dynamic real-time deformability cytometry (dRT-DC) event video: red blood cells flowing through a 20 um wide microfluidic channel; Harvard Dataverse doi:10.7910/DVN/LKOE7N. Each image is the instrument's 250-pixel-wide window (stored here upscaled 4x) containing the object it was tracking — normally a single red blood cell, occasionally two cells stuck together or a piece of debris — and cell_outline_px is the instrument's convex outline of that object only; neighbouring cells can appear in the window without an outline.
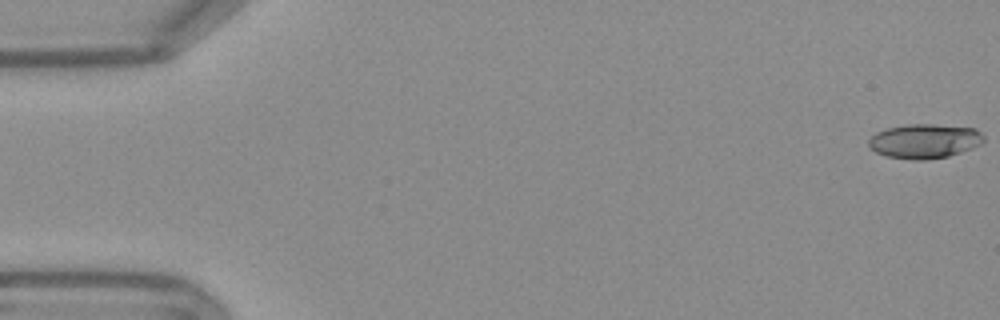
{"species": "Egyptian fruit bat (a non-hibernating species)", "species_latin": "Rousettus aegyptiacus", "temperature_condition": "warm", "stored_images_in_passage": 54, "camera_frame_rate_fps": 3000, "um_per_image_px": 0.085, "frame": {"image": 1, "passage_image": 1, "time_ms": 0.0, "image_size_px": [1000, 320], "cell_outline_px": [[984, 140], [980, 144], [972, 148], [948, 156], [928, 160], [912, 160], [888, 156], [876, 152], [868, 148], [868, 140], [876, 132], [888, 128], [904, 124], [932, 124], [976, 128], [984, 136]], "centroid_in_image_um": [78.57, 11.99], "position_along_channel_um": 6.4, "area_um2": 23.18}}
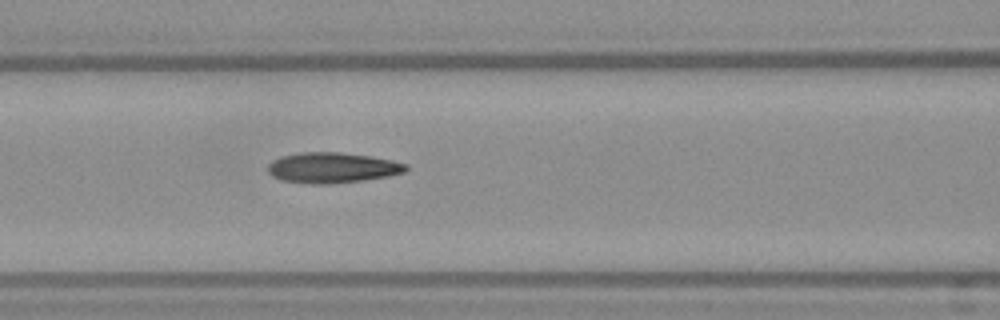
{"frame": {"image": 2, "passage_image": 23, "time_ms": 7.333, "image_size_px": [1000, 320], "cell_outline_px": [[408, 168], [404, 172], [388, 176], [364, 180], [328, 184], [312, 184], [280, 180], [272, 176], [268, 172], [268, 164], [272, 160], [280, 156], [304, 152], [340, 152], [372, 156], [392, 160], [408, 164]], "centroid_in_image_um": [28.24, 14.25], "position_along_channel_um": 138.4, "area_um2": 24.68}}
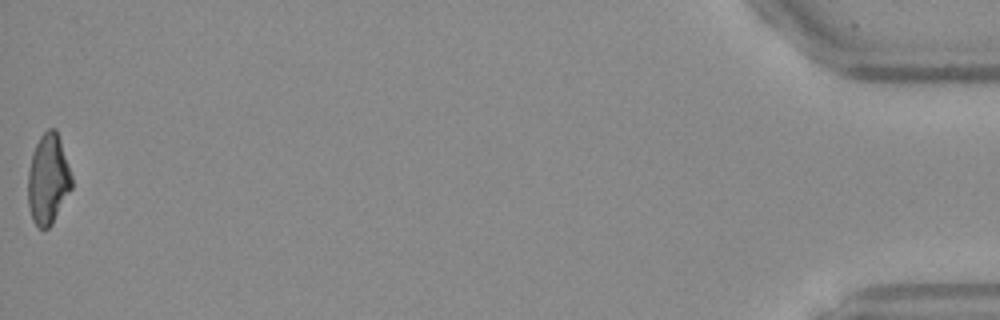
{"frame": {"image": 3, "passage_image": 54, "time_ms": 17.667, "image_size_px": [1000, 320], "cell_outline_px": [[72, 188], [52, 224], [48, 228], [40, 228], [32, 220], [28, 204], [28, 172], [32, 152], [40, 136], [48, 128], [56, 128], [72, 176]], "centroid_in_image_um": [4.08, 15.23], "position_along_channel_um": 431.1, "area_um2": 22.95}, "authors_computed_cell_mechanics": {"area_um2": 23.4668, "velocity_mm_per_s": 3.7969, "shape_relaxation_time_tau1_ms": null, "shape_relaxation_time_tau2_ms": 3.0821, "deformation_change_tau1": null, "deformation_change_tau2": 0.1092}}